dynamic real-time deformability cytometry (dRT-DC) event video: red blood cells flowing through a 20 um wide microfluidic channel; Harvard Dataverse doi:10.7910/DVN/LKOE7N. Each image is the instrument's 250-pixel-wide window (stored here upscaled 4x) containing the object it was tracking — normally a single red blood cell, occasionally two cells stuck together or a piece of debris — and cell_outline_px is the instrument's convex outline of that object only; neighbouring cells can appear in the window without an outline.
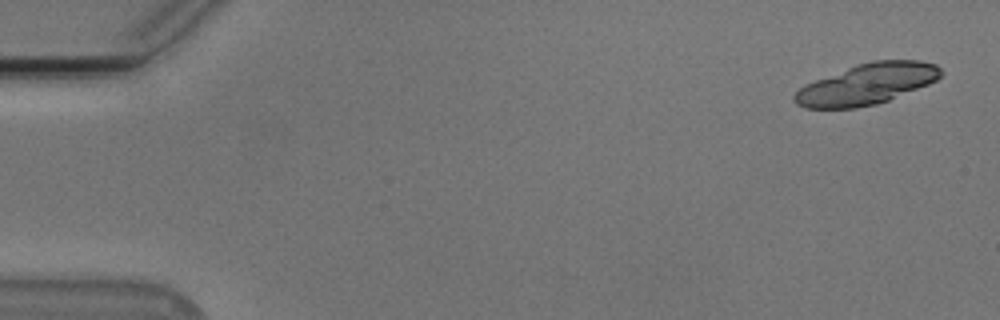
{"species": "Egyptian fruit bat (a non-hibernating species)", "species_latin": "Rousettus aegyptiacus", "temperature_condition": "cold", "stored_images_in_passage": 21, "camera_frame_rate_fps": 3000, "um_per_image_px": 0.085, "animal": {"sex": "male"}, "frame": {"image": 1, "passage_image": 2, "time_ms": 0.333, "image_size_px": [1000, 320], "cell_outline_px": [[944, 72], [936, 80], [928, 84], [888, 100], [876, 104], [856, 108], [804, 108], [796, 104], [792, 100], [792, 96], [804, 84], [856, 64], [872, 60], [920, 60], [936, 64]], "centroid_in_image_um": [73.66, 7.14], "position_along_channel_um": 11.3, "area_um2": 34.85}}